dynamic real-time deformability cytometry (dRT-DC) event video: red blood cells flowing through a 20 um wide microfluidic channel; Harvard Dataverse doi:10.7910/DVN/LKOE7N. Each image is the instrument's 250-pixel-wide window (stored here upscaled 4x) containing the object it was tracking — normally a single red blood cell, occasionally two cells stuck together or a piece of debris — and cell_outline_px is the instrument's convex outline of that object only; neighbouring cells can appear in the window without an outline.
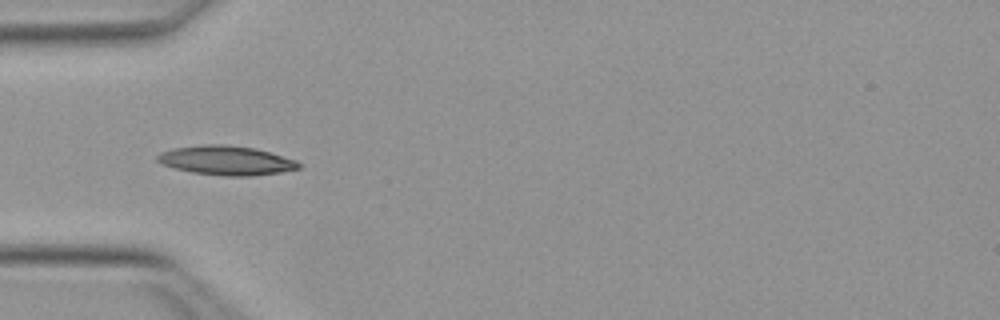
{"species": "Egyptian fruit bat (a non-hibernating species)", "species_latin": "Rousettus aegyptiacus", "temperature_condition": "warm", "stored_images_in_passage": 36, "camera_frame_rate_fps": 3000, "um_per_image_px": 0.085, "animal": {"sex": "female"}, "frame": {"image": 1, "passage_image": 1, "time_ms": 0.0, "image_size_px": [1000, 320], "cell_outline_px": [[304, 164], [300, 168], [280, 172], [252, 176], [224, 176], [192, 172], [176, 168], [164, 164], [156, 160], [156, 156], [160, 152], [172, 148], [204, 144], [224, 144], [256, 148], [296, 160]], "centroid_in_image_um": [19.25, 13.63], "position_along_channel_um": 65.7, "area_um2": 24.16}}
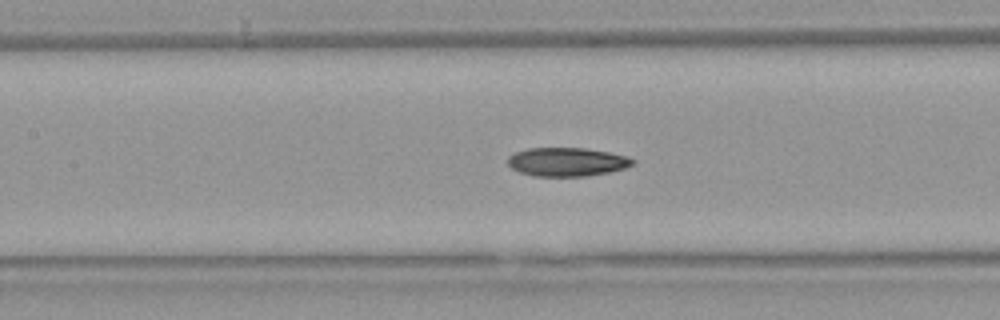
{"frame": {"image": 2, "passage_image": 8, "time_ms": 2.333, "image_size_px": [1000, 320], "cell_outline_px": [[636, 160], [632, 164], [624, 168], [608, 172], [588, 176], [532, 176], [520, 172], [512, 168], [508, 164], [508, 156], [516, 152], [528, 148], [584, 148], [608, 152], [628, 156]], "centroid_in_image_um": [48.18, 13.76], "position_along_channel_um": 159.2, "area_um2": 20.81}}
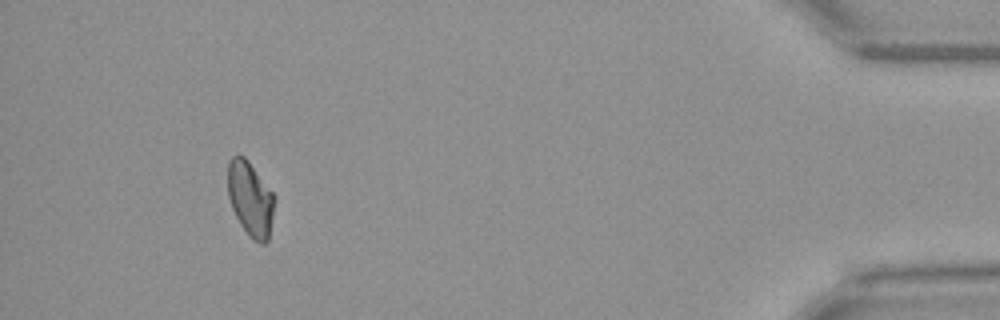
{"frame": {"image": 3, "passage_image": 32, "time_ms": 10.333, "image_size_px": [1000, 320], "cell_outline_px": [[276, 200], [268, 240], [264, 244], [260, 244], [252, 240], [240, 224], [232, 208], [228, 196], [228, 160], [232, 156], [244, 156], [248, 160], [276, 196]], "centroid_in_image_um": [21.3, 16.91], "position_along_channel_um": 413.9, "area_um2": 20.52}, "authors_computed_cell_mechanics": {"area_um2": 20.808, "velocity_mm_per_s": 4.0162, "shape_relaxation_time_tau1_ms": 11.0011, "shape_relaxation_time_tau2_ms": null, "deformation_change_tau1": 0.2434, "deformation_change_tau2": null}}